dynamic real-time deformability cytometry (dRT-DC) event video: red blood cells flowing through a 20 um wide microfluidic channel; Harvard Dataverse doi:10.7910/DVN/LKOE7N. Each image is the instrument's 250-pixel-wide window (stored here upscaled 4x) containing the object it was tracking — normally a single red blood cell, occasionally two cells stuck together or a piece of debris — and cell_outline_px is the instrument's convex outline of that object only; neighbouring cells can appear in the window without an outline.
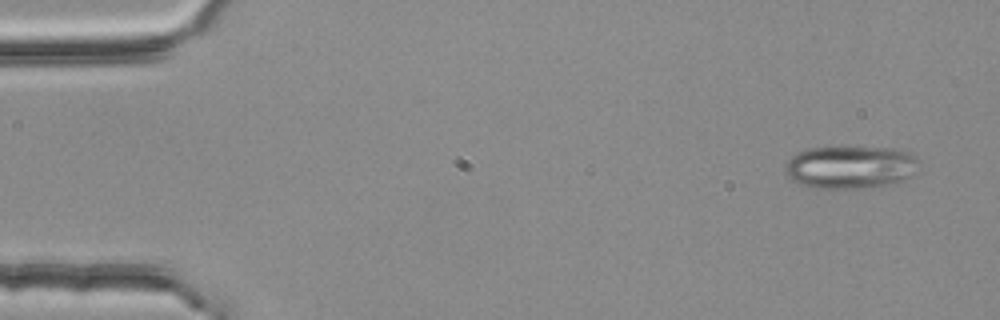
{"species": "common noctule bat (a hibernating species)", "species_latin": "Nyctalus noctula", "temperature_condition": "room temperature", "stored_images_in_passage": 3, "camera_frame_rate_fps": 3000, "um_per_image_px": 0.085, "animal": {"sex": "female", "body_mass_g": 25.1}, "frame": {"image": 1, "passage_image": 1, "time_ms": 0.0, "image_size_px": [1000, 320], "cell_outline_px": [[920, 164], [916, 172], [912, 176], [904, 180], [888, 184], [868, 188], [816, 188], [800, 184], [792, 180], [788, 176], [784, 168], [788, 160], [796, 152], [808, 148], [832, 144], [896, 148], [916, 156], [920, 160]], "centroid_in_image_um": [72.3, 14.15], "position_along_channel_um": 12.7, "area_um2": 34.74}}